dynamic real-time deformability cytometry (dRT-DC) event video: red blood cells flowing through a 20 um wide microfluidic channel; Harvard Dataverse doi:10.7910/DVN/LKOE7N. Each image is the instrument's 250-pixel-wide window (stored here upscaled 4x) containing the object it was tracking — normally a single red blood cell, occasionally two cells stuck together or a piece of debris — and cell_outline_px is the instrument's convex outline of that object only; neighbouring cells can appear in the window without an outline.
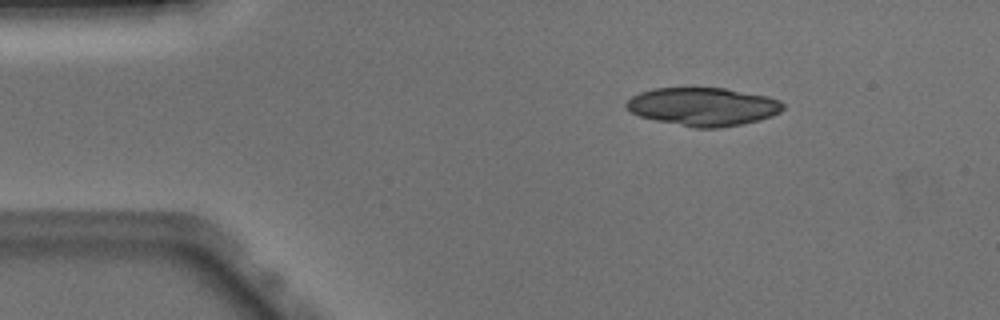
{"species": "Egyptian fruit bat (a non-hibernating species)", "species_latin": "Rousettus aegyptiacus", "temperature_condition": "warm", "stored_images_in_passage": 44, "segment_of_instrument_passage": [1, 2], "camera_frame_rate_fps": 3000, "um_per_image_px": 0.085, "animal": {"sex": "male"}, "frame": {"image": 1, "passage_image": 1, "time_ms": 0.0, "image_size_px": [1000, 320], "cell_outline_px": [[784, 108], [780, 112], [772, 116], [760, 120], [744, 124], [720, 128], [696, 128], [656, 120], [640, 116], [632, 112], [624, 104], [632, 96], [640, 92], [656, 88], [724, 88], [768, 96], [780, 100], [784, 104]], "centroid_in_image_um": [59.8, 9.07], "position_along_channel_um": 25.2, "area_um2": 34.91}}